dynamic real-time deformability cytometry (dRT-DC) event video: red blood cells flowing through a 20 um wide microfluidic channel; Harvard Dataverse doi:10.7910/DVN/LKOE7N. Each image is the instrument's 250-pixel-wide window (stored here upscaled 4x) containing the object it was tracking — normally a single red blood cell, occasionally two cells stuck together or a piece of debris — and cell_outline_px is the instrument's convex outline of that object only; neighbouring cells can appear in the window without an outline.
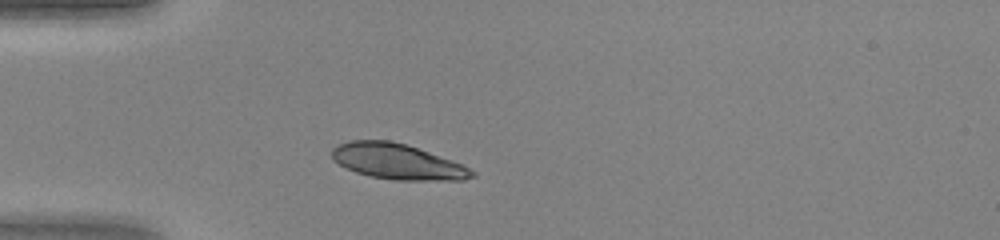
{"species": "human", "species_latin": "Homo sapiens", "temperature_condition": "warm", "stored_images_in_passage": 34, "camera_frame_rate_fps": 3000, "um_per_image_px": 0.085, "donor": {"sex": "female"}, "frame": {"image": 1, "passage_image": 1, "time_ms": 0.0, "image_size_px": [1000, 240], "cell_outline_px": [[476, 176], [464, 180], [396, 180], [372, 176], [356, 172], [332, 160], [332, 148], [348, 140], [388, 140], [404, 144], [464, 164], [476, 172]], "centroid_in_image_um": [33.81, 13.74], "position_along_channel_um": 51.2, "area_um2": 28.78}}
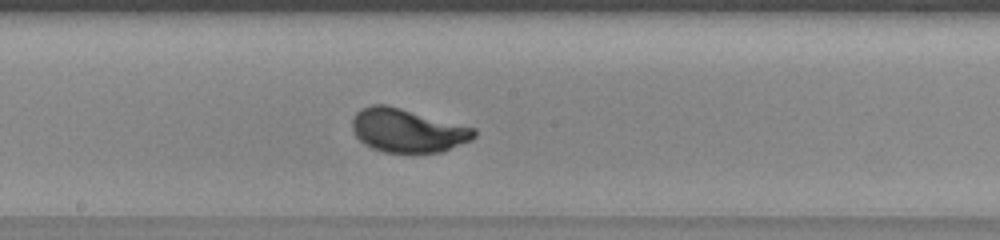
{"frame": {"image": 2, "passage_image": 13, "time_ms": 4.0, "image_size_px": [1000, 240], "cell_outline_px": [[476, 136], [472, 140], [444, 152], [384, 152], [372, 148], [360, 140], [356, 136], [352, 128], [352, 120], [356, 112], [372, 104], [388, 104], [476, 128]], "centroid_in_image_um": [34.67, 11.08], "position_along_channel_um": 213.5, "area_um2": 31.1}}
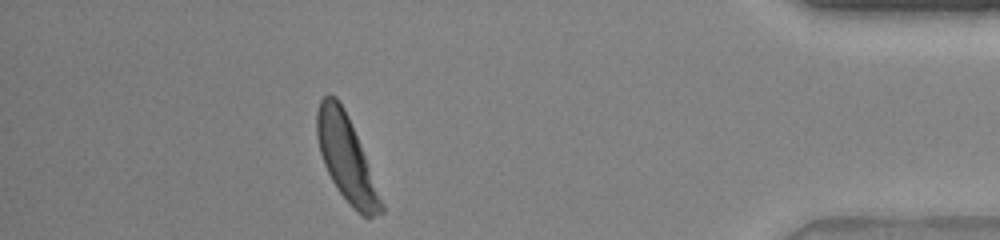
{"frame": {"image": 3, "passage_image": 29, "time_ms": 9.333, "image_size_px": [1000, 240], "cell_outline_px": [[384, 212], [372, 216], [364, 216], [356, 212], [352, 208], [336, 188], [324, 164], [320, 152], [316, 136], [316, 112], [320, 100], [328, 92], [336, 96], [344, 108], [348, 116], [360, 144], [384, 204]], "centroid_in_image_um": [29.41, 13.43], "position_along_channel_um": 405.8, "area_um2": 31.73}}